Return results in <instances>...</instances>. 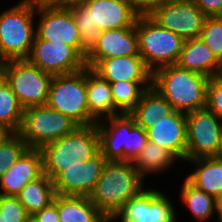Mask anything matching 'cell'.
<instances>
[{
    "mask_svg": "<svg viewBox=\"0 0 222 222\" xmlns=\"http://www.w3.org/2000/svg\"><path fill=\"white\" fill-rule=\"evenodd\" d=\"M53 76L26 59L8 60L4 80L23 109L44 106Z\"/></svg>",
    "mask_w": 222,
    "mask_h": 222,
    "instance_id": "9c48e42d",
    "label": "cell"
},
{
    "mask_svg": "<svg viewBox=\"0 0 222 222\" xmlns=\"http://www.w3.org/2000/svg\"><path fill=\"white\" fill-rule=\"evenodd\" d=\"M149 17L185 41L200 37L207 16L193 0H169Z\"/></svg>",
    "mask_w": 222,
    "mask_h": 222,
    "instance_id": "8fae6325",
    "label": "cell"
},
{
    "mask_svg": "<svg viewBox=\"0 0 222 222\" xmlns=\"http://www.w3.org/2000/svg\"><path fill=\"white\" fill-rule=\"evenodd\" d=\"M106 163L100 151L85 163L75 159L53 180L55 193L63 196H89Z\"/></svg>",
    "mask_w": 222,
    "mask_h": 222,
    "instance_id": "5bb4252c",
    "label": "cell"
},
{
    "mask_svg": "<svg viewBox=\"0 0 222 222\" xmlns=\"http://www.w3.org/2000/svg\"><path fill=\"white\" fill-rule=\"evenodd\" d=\"M215 210L218 213L220 222H222V191L221 193L215 198Z\"/></svg>",
    "mask_w": 222,
    "mask_h": 222,
    "instance_id": "60d3db41",
    "label": "cell"
},
{
    "mask_svg": "<svg viewBox=\"0 0 222 222\" xmlns=\"http://www.w3.org/2000/svg\"><path fill=\"white\" fill-rule=\"evenodd\" d=\"M205 108L222 120V73L209 80Z\"/></svg>",
    "mask_w": 222,
    "mask_h": 222,
    "instance_id": "e575fe53",
    "label": "cell"
},
{
    "mask_svg": "<svg viewBox=\"0 0 222 222\" xmlns=\"http://www.w3.org/2000/svg\"><path fill=\"white\" fill-rule=\"evenodd\" d=\"M143 179L132 161H107L88 198L110 221L123 204L144 189Z\"/></svg>",
    "mask_w": 222,
    "mask_h": 222,
    "instance_id": "6da1fadb",
    "label": "cell"
},
{
    "mask_svg": "<svg viewBox=\"0 0 222 222\" xmlns=\"http://www.w3.org/2000/svg\"><path fill=\"white\" fill-rule=\"evenodd\" d=\"M0 212L5 222H28L31 219L16 196L0 194Z\"/></svg>",
    "mask_w": 222,
    "mask_h": 222,
    "instance_id": "836d02e7",
    "label": "cell"
},
{
    "mask_svg": "<svg viewBox=\"0 0 222 222\" xmlns=\"http://www.w3.org/2000/svg\"><path fill=\"white\" fill-rule=\"evenodd\" d=\"M68 8L80 32V54L86 58L97 45L101 30L92 25L91 14L83 2L71 3Z\"/></svg>",
    "mask_w": 222,
    "mask_h": 222,
    "instance_id": "83f0119b",
    "label": "cell"
},
{
    "mask_svg": "<svg viewBox=\"0 0 222 222\" xmlns=\"http://www.w3.org/2000/svg\"><path fill=\"white\" fill-rule=\"evenodd\" d=\"M46 105L79 126L95 124L97 121L89 114L87 104L86 67L75 73L53 76Z\"/></svg>",
    "mask_w": 222,
    "mask_h": 222,
    "instance_id": "52a82bcc",
    "label": "cell"
},
{
    "mask_svg": "<svg viewBox=\"0 0 222 222\" xmlns=\"http://www.w3.org/2000/svg\"><path fill=\"white\" fill-rule=\"evenodd\" d=\"M86 90L89 114L97 122L121 113L115 107L110 83L89 67H86Z\"/></svg>",
    "mask_w": 222,
    "mask_h": 222,
    "instance_id": "7402d4cb",
    "label": "cell"
},
{
    "mask_svg": "<svg viewBox=\"0 0 222 222\" xmlns=\"http://www.w3.org/2000/svg\"><path fill=\"white\" fill-rule=\"evenodd\" d=\"M110 85L115 107L121 113H130L143 93L152 87V81H119Z\"/></svg>",
    "mask_w": 222,
    "mask_h": 222,
    "instance_id": "f1b7e54d",
    "label": "cell"
},
{
    "mask_svg": "<svg viewBox=\"0 0 222 222\" xmlns=\"http://www.w3.org/2000/svg\"><path fill=\"white\" fill-rule=\"evenodd\" d=\"M40 150L43 173L53 181L75 159L85 163L100 151L96 123L78 126L73 132L44 145Z\"/></svg>",
    "mask_w": 222,
    "mask_h": 222,
    "instance_id": "277c9868",
    "label": "cell"
},
{
    "mask_svg": "<svg viewBox=\"0 0 222 222\" xmlns=\"http://www.w3.org/2000/svg\"><path fill=\"white\" fill-rule=\"evenodd\" d=\"M200 38L222 63V16L206 17Z\"/></svg>",
    "mask_w": 222,
    "mask_h": 222,
    "instance_id": "1f68e13d",
    "label": "cell"
},
{
    "mask_svg": "<svg viewBox=\"0 0 222 222\" xmlns=\"http://www.w3.org/2000/svg\"><path fill=\"white\" fill-rule=\"evenodd\" d=\"M85 0H66V4L69 5L71 3H76V2H83Z\"/></svg>",
    "mask_w": 222,
    "mask_h": 222,
    "instance_id": "ee69618b",
    "label": "cell"
},
{
    "mask_svg": "<svg viewBox=\"0 0 222 222\" xmlns=\"http://www.w3.org/2000/svg\"><path fill=\"white\" fill-rule=\"evenodd\" d=\"M164 193L147 189L129 199L109 221L121 222H176L175 207Z\"/></svg>",
    "mask_w": 222,
    "mask_h": 222,
    "instance_id": "7c38bea8",
    "label": "cell"
},
{
    "mask_svg": "<svg viewBox=\"0 0 222 222\" xmlns=\"http://www.w3.org/2000/svg\"><path fill=\"white\" fill-rule=\"evenodd\" d=\"M115 56H140L136 26L101 31L97 45L85 58L86 67Z\"/></svg>",
    "mask_w": 222,
    "mask_h": 222,
    "instance_id": "e0dca14e",
    "label": "cell"
},
{
    "mask_svg": "<svg viewBox=\"0 0 222 222\" xmlns=\"http://www.w3.org/2000/svg\"><path fill=\"white\" fill-rule=\"evenodd\" d=\"M14 132L7 126L0 124V145H2L6 140H8Z\"/></svg>",
    "mask_w": 222,
    "mask_h": 222,
    "instance_id": "ab89813d",
    "label": "cell"
},
{
    "mask_svg": "<svg viewBox=\"0 0 222 222\" xmlns=\"http://www.w3.org/2000/svg\"><path fill=\"white\" fill-rule=\"evenodd\" d=\"M138 16H150L169 0H125Z\"/></svg>",
    "mask_w": 222,
    "mask_h": 222,
    "instance_id": "d590c367",
    "label": "cell"
},
{
    "mask_svg": "<svg viewBox=\"0 0 222 222\" xmlns=\"http://www.w3.org/2000/svg\"><path fill=\"white\" fill-rule=\"evenodd\" d=\"M186 161L197 165V169L186 179L198 189L216 198L222 191V160L212 156Z\"/></svg>",
    "mask_w": 222,
    "mask_h": 222,
    "instance_id": "603a6c76",
    "label": "cell"
},
{
    "mask_svg": "<svg viewBox=\"0 0 222 222\" xmlns=\"http://www.w3.org/2000/svg\"><path fill=\"white\" fill-rule=\"evenodd\" d=\"M109 83L119 81H152L153 72L141 56H115L101 59L93 68Z\"/></svg>",
    "mask_w": 222,
    "mask_h": 222,
    "instance_id": "ffe728a7",
    "label": "cell"
},
{
    "mask_svg": "<svg viewBox=\"0 0 222 222\" xmlns=\"http://www.w3.org/2000/svg\"><path fill=\"white\" fill-rule=\"evenodd\" d=\"M181 200L198 221H208L215 209V198L191 184L186 178L182 185Z\"/></svg>",
    "mask_w": 222,
    "mask_h": 222,
    "instance_id": "f546056e",
    "label": "cell"
},
{
    "mask_svg": "<svg viewBox=\"0 0 222 222\" xmlns=\"http://www.w3.org/2000/svg\"><path fill=\"white\" fill-rule=\"evenodd\" d=\"M26 60L52 76L75 73L86 67L85 58L73 46L36 36Z\"/></svg>",
    "mask_w": 222,
    "mask_h": 222,
    "instance_id": "30bf717a",
    "label": "cell"
},
{
    "mask_svg": "<svg viewBox=\"0 0 222 222\" xmlns=\"http://www.w3.org/2000/svg\"><path fill=\"white\" fill-rule=\"evenodd\" d=\"M105 122H109V125ZM96 126L100 152L107 161L133 162L146 148L147 132L136 124L130 113H120L102 119L96 122Z\"/></svg>",
    "mask_w": 222,
    "mask_h": 222,
    "instance_id": "3957f363",
    "label": "cell"
},
{
    "mask_svg": "<svg viewBox=\"0 0 222 222\" xmlns=\"http://www.w3.org/2000/svg\"><path fill=\"white\" fill-rule=\"evenodd\" d=\"M27 149V144L18 133H14L0 145V177L18 161Z\"/></svg>",
    "mask_w": 222,
    "mask_h": 222,
    "instance_id": "d6a6232c",
    "label": "cell"
},
{
    "mask_svg": "<svg viewBox=\"0 0 222 222\" xmlns=\"http://www.w3.org/2000/svg\"><path fill=\"white\" fill-rule=\"evenodd\" d=\"M36 9L22 0L0 14V55L7 60L26 59L31 51L36 28Z\"/></svg>",
    "mask_w": 222,
    "mask_h": 222,
    "instance_id": "5b68a950",
    "label": "cell"
},
{
    "mask_svg": "<svg viewBox=\"0 0 222 222\" xmlns=\"http://www.w3.org/2000/svg\"><path fill=\"white\" fill-rule=\"evenodd\" d=\"M43 174V156L40 149L28 148L0 177V194L16 196L30 181Z\"/></svg>",
    "mask_w": 222,
    "mask_h": 222,
    "instance_id": "ac0fdd59",
    "label": "cell"
},
{
    "mask_svg": "<svg viewBox=\"0 0 222 222\" xmlns=\"http://www.w3.org/2000/svg\"><path fill=\"white\" fill-rule=\"evenodd\" d=\"M213 157L222 160V128L220 130L218 147H217L216 153H215V155Z\"/></svg>",
    "mask_w": 222,
    "mask_h": 222,
    "instance_id": "7bdbcfd3",
    "label": "cell"
},
{
    "mask_svg": "<svg viewBox=\"0 0 222 222\" xmlns=\"http://www.w3.org/2000/svg\"><path fill=\"white\" fill-rule=\"evenodd\" d=\"M177 159L170 151L156 143L147 141L146 148L135 158L133 164L144 178L148 173H160L173 165Z\"/></svg>",
    "mask_w": 222,
    "mask_h": 222,
    "instance_id": "4316f807",
    "label": "cell"
},
{
    "mask_svg": "<svg viewBox=\"0 0 222 222\" xmlns=\"http://www.w3.org/2000/svg\"><path fill=\"white\" fill-rule=\"evenodd\" d=\"M55 196L53 181L45 173L27 183L16 195L30 216L49 205Z\"/></svg>",
    "mask_w": 222,
    "mask_h": 222,
    "instance_id": "484cf974",
    "label": "cell"
},
{
    "mask_svg": "<svg viewBox=\"0 0 222 222\" xmlns=\"http://www.w3.org/2000/svg\"><path fill=\"white\" fill-rule=\"evenodd\" d=\"M208 76L186 70L177 64L153 72L155 88L175 111L189 113L206 107Z\"/></svg>",
    "mask_w": 222,
    "mask_h": 222,
    "instance_id": "7a4b0ae2",
    "label": "cell"
},
{
    "mask_svg": "<svg viewBox=\"0 0 222 222\" xmlns=\"http://www.w3.org/2000/svg\"><path fill=\"white\" fill-rule=\"evenodd\" d=\"M23 108L16 95L6 83L0 82V124L7 126L14 133H18L22 124Z\"/></svg>",
    "mask_w": 222,
    "mask_h": 222,
    "instance_id": "4dcf8cb0",
    "label": "cell"
},
{
    "mask_svg": "<svg viewBox=\"0 0 222 222\" xmlns=\"http://www.w3.org/2000/svg\"><path fill=\"white\" fill-rule=\"evenodd\" d=\"M36 13L41 14L35 32L38 39L66 43L80 53V32L68 6L39 8Z\"/></svg>",
    "mask_w": 222,
    "mask_h": 222,
    "instance_id": "9a60e30c",
    "label": "cell"
},
{
    "mask_svg": "<svg viewBox=\"0 0 222 222\" xmlns=\"http://www.w3.org/2000/svg\"><path fill=\"white\" fill-rule=\"evenodd\" d=\"M60 222H109L88 196L58 195Z\"/></svg>",
    "mask_w": 222,
    "mask_h": 222,
    "instance_id": "cb8c5ba5",
    "label": "cell"
},
{
    "mask_svg": "<svg viewBox=\"0 0 222 222\" xmlns=\"http://www.w3.org/2000/svg\"><path fill=\"white\" fill-rule=\"evenodd\" d=\"M174 111L172 105L153 87L147 89L136 107L130 112L136 124L145 130L154 125V121Z\"/></svg>",
    "mask_w": 222,
    "mask_h": 222,
    "instance_id": "d4e9b609",
    "label": "cell"
},
{
    "mask_svg": "<svg viewBox=\"0 0 222 222\" xmlns=\"http://www.w3.org/2000/svg\"><path fill=\"white\" fill-rule=\"evenodd\" d=\"M207 17L222 16V0H193Z\"/></svg>",
    "mask_w": 222,
    "mask_h": 222,
    "instance_id": "74e56055",
    "label": "cell"
},
{
    "mask_svg": "<svg viewBox=\"0 0 222 222\" xmlns=\"http://www.w3.org/2000/svg\"><path fill=\"white\" fill-rule=\"evenodd\" d=\"M0 222H5L4 221V216H3V214H1V212H0Z\"/></svg>",
    "mask_w": 222,
    "mask_h": 222,
    "instance_id": "f6af8a7d",
    "label": "cell"
},
{
    "mask_svg": "<svg viewBox=\"0 0 222 222\" xmlns=\"http://www.w3.org/2000/svg\"><path fill=\"white\" fill-rule=\"evenodd\" d=\"M91 14L92 25L101 31L132 28L138 15L125 0H85Z\"/></svg>",
    "mask_w": 222,
    "mask_h": 222,
    "instance_id": "d6986e66",
    "label": "cell"
},
{
    "mask_svg": "<svg viewBox=\"0 0 222 222\" xmlns=\"http://www.w3.org/2000/svg\"><path fill=\"white\" fill-rule=\"evenodd\" d=\"M186 160L215 155L222 120L206 108L186 113Z\"/></svg>",
    "mask_w": 222,
    "mask_h": 222,
    "instance_id": "4fadbf2b",
    "label": "cell"
},
{
    "mask_svg": "<svg viewBox=\"0 0 222 222\" xmlns=\"http://www.w3.org/2000/svg\"><path fill=\"white\" fill-rule=\"evenodd\" d=\"M135 26L139 55L152 72L177 63L184 44L179 35L159 26L149 16H138Z\"/></svg>",
    "mask_w": 222,
    "mask_h": 222,
    "instance_id": "8992f818",
    "label": "cell"
},
{
    "mask_svg": "<svg viewBox=\"0 0 222 222\" xmlns=\"http://www.w3.org/2000/svg\"><path fill=\"white\" fill-rule=\"evenodd\" d=\"M34 222H60L58 214V194L54 201L31 216Z\"/></svg>",
    "mask_w": 222,
    "mask_h": 222,
    "instance_id": "8d00e7d4",
    "label": "cell"
},
{
    "mask_svg": "<svg viewBox=\"0 0 222 222\" xmlns=\"http://www.w3.org/2000/svg\"><path fill=\"white\" fill-rule=\"evenodd\" d=\"M8 60L0 55V82L5 78V67L7 65Z\"/></svg>",
    "mask_w": 222,
    "mask_h": 222,
    "instance_id": "b9f144b4",
    "label": "cell"
},
{
    "mask_svg": "<svg viewBox=\"0 0 222 222\" xmlns=\"http://www.w3.org/2000/svg\"><path fill=\"white\" fill-rule=\"evenodd\" d=\"M78 126L70 117L47 105L35 106L23 110L18 134L28 148L41 149L44 145L73 132Z\"/></svg>",
    "mask_w": 222,
    "mask_h": 222,
    "instance_id": "ba28073f",
    "label": "cell"
},
{
    "mask_svg": "<svg viewBox=\"0 0 222 222\" xmlns=\"http://www.w3.org/2000/svg\"><path fill=\"white\" fill-rule=\"evenodd\" d=\"M176 64L181 68L209 78L222 73V63L200 37L184 41Z\"/></svg>",
    "mask_w": 222,
    "mask_h": 222,
    "instance_id": "44dd1931",
    "label": "cell"
},
{
    "mask_svg": "<svg viewBox=\"0 0 222 222\" xmlns=\"http://www.w3.org/2000/svg\"><path fill=\"white\" fill-rule=\"evenodd\" d=\"M150 142L170 151L177 159L186 161L187 121L186 114L173 111L163 116L146 130Z\"/></svg>",
    "mask_w": 222,
    "mask_h": 222,
    "instance_id": "2e32d148",
    "label": "cell"
},
{
    "mask_svg": "<svg viewBox=\"0 0 222 222\" xmlns=\"http://www.w3.org/2000/svg\"><path fill=\"white\" fill-rule=\"evenodd\" d=\"M29 3L33 8H46V7H67L66 0H24Z\"/></svg>",
    "mask_w": 222,
    "mask_h": 222,
    "instance_id": "f35d334b",
    "label": "cell"
}]
</instances>
